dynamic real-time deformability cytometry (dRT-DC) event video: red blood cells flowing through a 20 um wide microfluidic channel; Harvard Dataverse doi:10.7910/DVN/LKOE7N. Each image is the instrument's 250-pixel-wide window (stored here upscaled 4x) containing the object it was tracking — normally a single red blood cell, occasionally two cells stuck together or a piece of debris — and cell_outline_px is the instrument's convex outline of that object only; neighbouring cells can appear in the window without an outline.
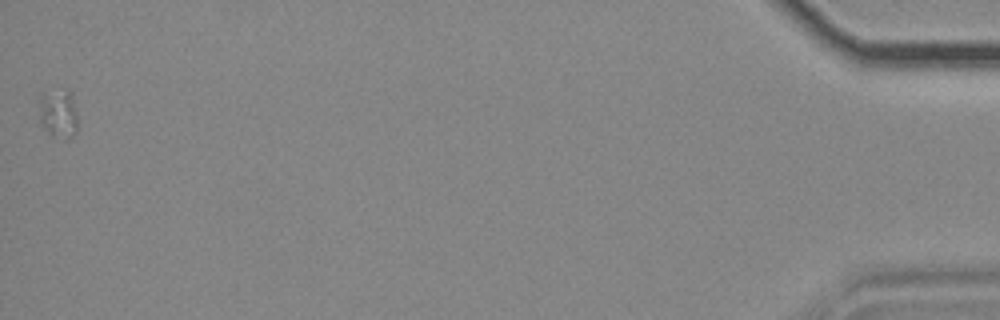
{"species": "common noctule bat (a hibernating species)", "species_latin": "Nyctalus noctula", "temperature_condition": "cold", "stored_images_in_passage": 46, "camera_frame_rate_fps": 3000, "um_per_image_px": 0.085, "animal": {"sex": "female", "body_mass_g": 18.4}, "frame": {"image": 1, "passage_image": 46, "time_ms": 15.0, "image_size_px": [1000, 320], "cell_outline_px": [[76, 132], [72, 136], [64, 140], [52, 136], [40, 120], [40, 92], [68, 88], [72, 92], [76, 112]], "centroid_in_image_um": [4.98, 9.6], "position_along_channel_um": 430.2, "area_um2": 11.16}}